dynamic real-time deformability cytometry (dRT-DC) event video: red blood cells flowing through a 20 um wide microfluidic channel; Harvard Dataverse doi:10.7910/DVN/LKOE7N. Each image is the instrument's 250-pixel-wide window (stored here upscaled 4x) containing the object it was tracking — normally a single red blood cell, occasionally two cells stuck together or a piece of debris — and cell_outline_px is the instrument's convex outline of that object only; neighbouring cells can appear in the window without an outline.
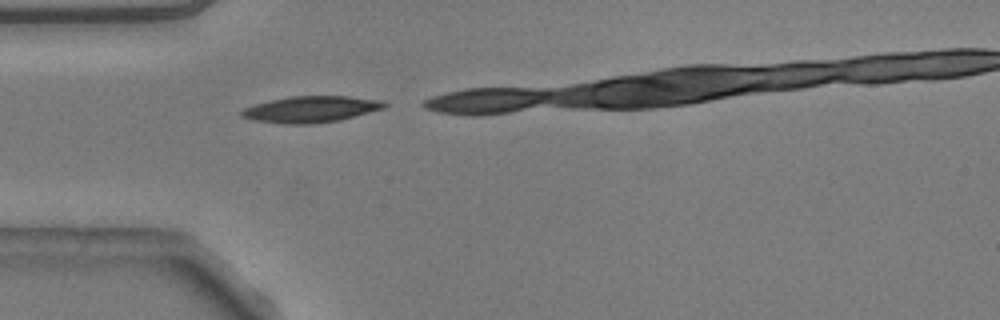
{"species": "common noctule bat (a hibernating species)", "species_latin": "Nyctalus noctula", "temperature_condition": "warm", "stored_images_in_passage": 4, "camera_frame_rate_fps": 3000, "um_per_image_px": 0.085, "animal": {"sex": "male", "body_mass_g": 20.5, "forearm_length_mm": 52.5}, "frame": {"image": 1, "passage_image": 1, "time_ms": 0.0, "image_size_px": [1000, 320], "cell_outline_px": [[388, 104], [384, 108], [340, 120], [312, 124], [284, 124], [256, 120], [240, 116], [240, 112], [244, 108], [256, 104], [288, 96], [348, 96], [384, 100]], "centroid_in_image_um": [26.46, 9.28], "position_along_channel_um": 58.5, "area_um2": 21.85}}